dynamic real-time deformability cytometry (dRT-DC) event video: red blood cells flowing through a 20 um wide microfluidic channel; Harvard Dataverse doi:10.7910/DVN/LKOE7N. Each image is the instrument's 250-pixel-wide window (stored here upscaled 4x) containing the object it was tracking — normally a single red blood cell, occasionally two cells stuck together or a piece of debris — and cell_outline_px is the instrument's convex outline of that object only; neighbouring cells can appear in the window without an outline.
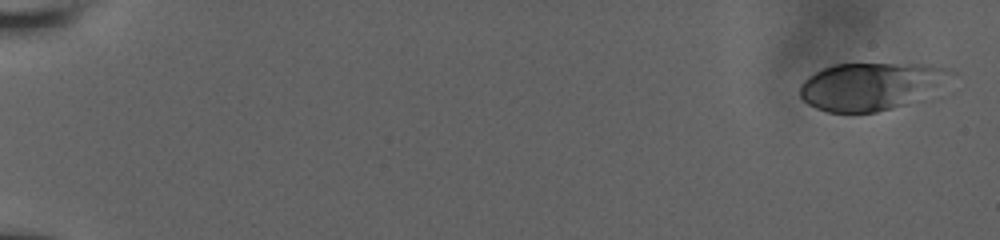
{"species": "human", "species_latin": "Homo sapiens", "temperature_condition": "room temperature", "stored_images_in_passage": 11, "camera_frame_rate_fps": 3000, "um_per_image_px": 0.085, "donor": {"sex": "male"}, "frame": {"image": 1, "passage_image": 1, "time_ms": 0.0, "image_size_px": [1000, 240], "cell_outline_px": [[948, 72], [924, 100], [876, 112], [828, 112], [816, 108], [808, 104], [800, 96], [800, 84], [808, 76], [832, 64], [932, 64], [948, 68]], "centroid_in_image_um": [73.94, 7.34], "position_along_channel_um": 11.1, "area_um2": 41.33}}
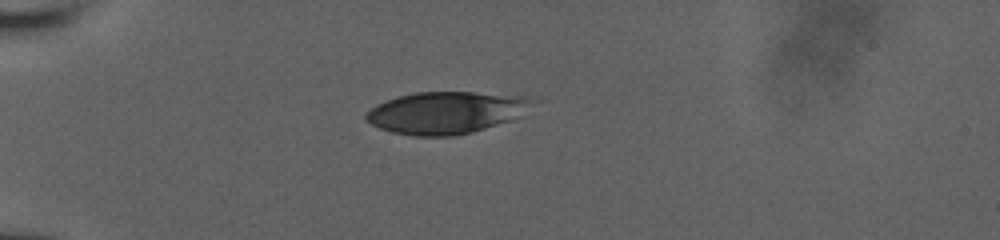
{"frame": {"image": 2, "passage_image": 8, "time_ms": 5.0, "image_size_px": [1000, 240], "cell_outline_px": [[532, 100], [520, 116], [512, 120], [472, 132], [452, 136], [416, 136], [392, 132], [380, 128], [364, 120], [364, 116], [376, 104], [396, 96], [416, 92], [472, 92], [524, 96]], "centroid_in_image_um": [37.84, 9.57], "position_along_channel_um": 47.2, "area_um2": 40.4}}
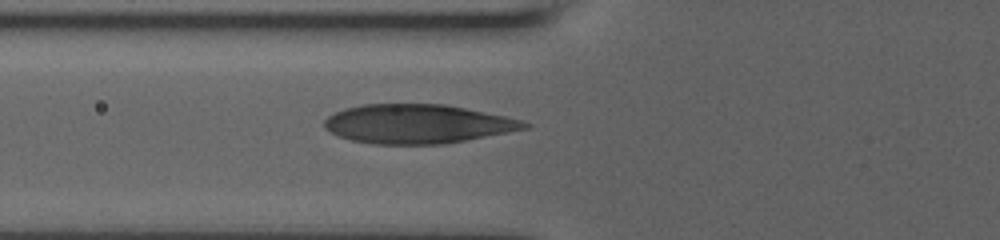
{"frame": {"image": 3, "passage_image": 11, "time_ms": 7.0, "image_size_px": [1000, 240], "cell_outline_px": [[532, 124], [528, 128], [508, 132], [444, 144], [376, 144], [352, 140], [340, 136], [324, 128], [324, 120], [328, 116], [344, 108], [360, 104], [444, 104], [504, 116], [520, 120]], "centroid_in_image_um": [35.46, 10.53], "position_along_channel_um": 90.3, "area_um2": 45.2}}